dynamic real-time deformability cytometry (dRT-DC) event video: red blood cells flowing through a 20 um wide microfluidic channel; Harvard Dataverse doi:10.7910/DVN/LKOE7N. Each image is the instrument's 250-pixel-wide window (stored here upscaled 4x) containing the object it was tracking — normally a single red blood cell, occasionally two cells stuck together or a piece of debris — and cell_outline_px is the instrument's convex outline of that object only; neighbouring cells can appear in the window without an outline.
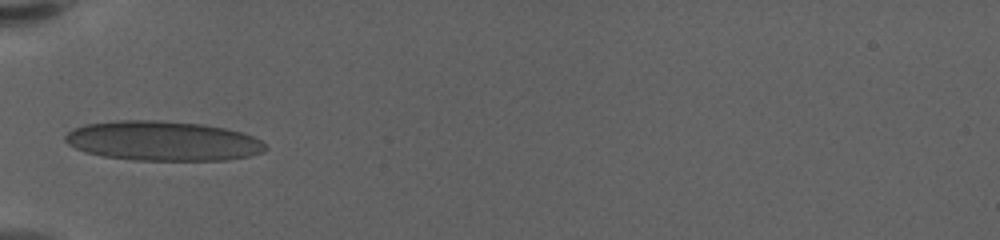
{"species": "human", "species_latin": "Homo sapiens", "temperature_condition": "warm", "stored_images_in_passage": 39, "camera_frame_rate_fps": 3000, "um_per_image_px": 0.085, "donor": {"sex": "female"}, "frame": {"image": 1, "passage_image": 1, "time_ms": 0.0, "image_size_px": [1000, 240], "cell_outline_px": [[268, 148], [264, 152], [248, 156], [224, 160], [136, 160], [100, 156], [84, 152], [68, 144], [64, 140], [64, 136], [72, 128], [84, 124], [116, 120], [160, 120], [204, 124], [224, 128], [240, 132], [252, 136], [260, 140]], "centroid_in_image_um": [13.79, 11.97], "position_along_channel_um": 71.2, "area_um2": 46.53}}
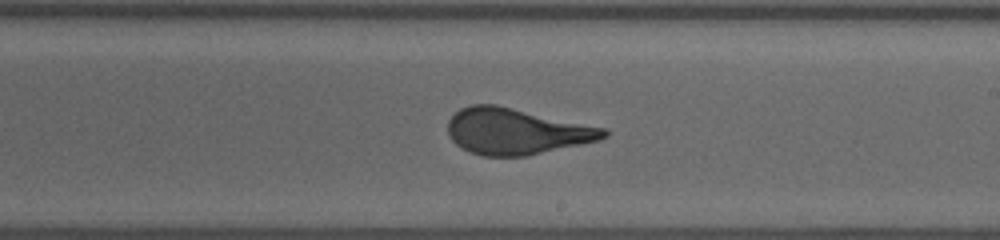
{"frame": {"image": 2, "passage_image": 16, "time_ms": 5.0, "image_size_px": [1000, 240], "cell_outline_px": [[608, 136], [600, 140], [524, 156], [484, 156], [468, 152], [456, 144], [452, 140], [448, 132], [448, 120], [460, 108], [472, 104], [496, 104], [608, 128]], "centroid_in_image_um": [43.89, 11.15], "position_along_channel_um": 245.1, "area_um2": 42.02}}
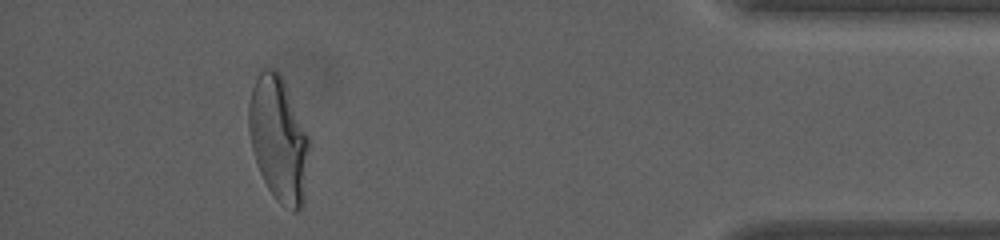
{"frame": {"image": 3, "passage_image": 34, "time_ms": 11.0, "image_size_px": [1000, 240], "cell_outline_px": [[308, 148], [304, 208], [296, 212], [292, 212], [280, 204], [276, 200], [268, 188], [260, 172], [252, 148], [248, 128], [248, 104], [252, 88], [260, 72], [264, 68], [276, 68], [280, 72], [308, 136]], "centroid_in_image_um": [23.67, 11.86], "position_along_channel_um": 411.5, "area_um2": 43.75}, "authors_computed_cell_mechanics": {"area_um2": 42.1362, "velocity_mm_per_s": 3.5146, "shape_relaxation_time_tau1_ms": 8.4245, "shape_relaxation_time_tau2_ms": null, "deformation_change_tau1": 0.2703, "deformation_change_tau2": null}}